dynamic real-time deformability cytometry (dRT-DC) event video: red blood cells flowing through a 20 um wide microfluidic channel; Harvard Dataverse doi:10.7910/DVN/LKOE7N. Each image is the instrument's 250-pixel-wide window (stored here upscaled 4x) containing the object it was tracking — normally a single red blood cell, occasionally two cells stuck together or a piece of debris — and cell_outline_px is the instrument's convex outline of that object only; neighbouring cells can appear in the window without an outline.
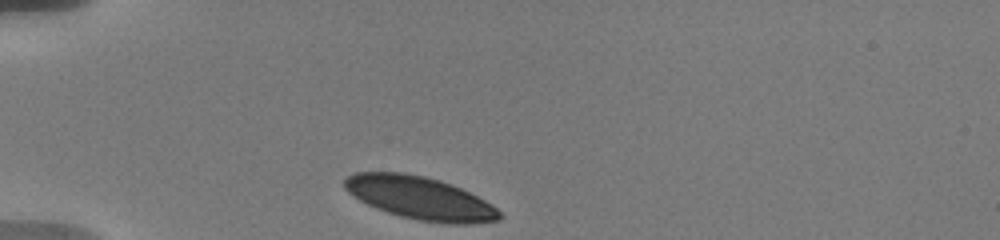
{"species": "human", "species_latin": "Homo sapiens", "temperature_condition": "warm", "stored_images_in_passage": 16, "camera_frame_rate_fps": 3000, "um_per_image_px": 0.085, "donor": {"sex": "male"}, "frame": {"image": 1, "passage_image": 1, "time_ms": 0.0, "image_size_px": [1000, 240], "cell_outline_px": [[504, 216], [500, 220], [472, 224], [448, 224], [416, 220], [400, 216], [376, 208], [352, 196], [344, 188], [344, 180], [348, 176], [356, 172], [404, 172], [424, 176], [440, 180], [460, 188], [492, 204]], "centroid_in_image_um": [35.71, 16.84], "position_along_channel_um": 49.3, "area_um2": 38.78}}
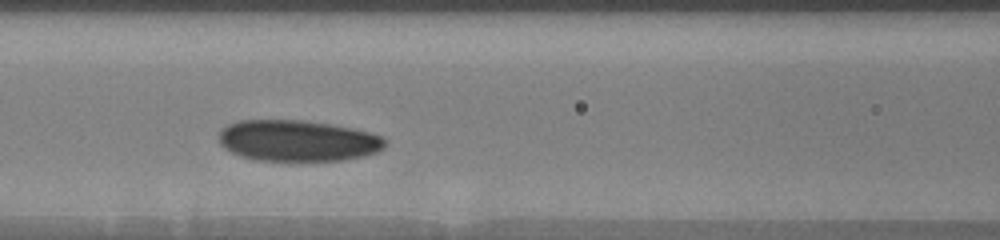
{"frame": {"image": 2, "passage_image": 10, "time_ms": 3.333, "image_size_px": [1000, 240], "cell_outline_px": [[388, 140], [384, 148], [376, 152], [364, 156], [340, 160], [256, 160], [240, 156], [224, 148], [220, 144], [216, 136], [228, 124], [240, 120], [300, 120], [328, 124], [352, 128], [368, 132], [380, 136]], "centroid_in_image_um": [25.28, 11.96], "position_along_channel_um": 141.3, "area_um2": 39.77}}
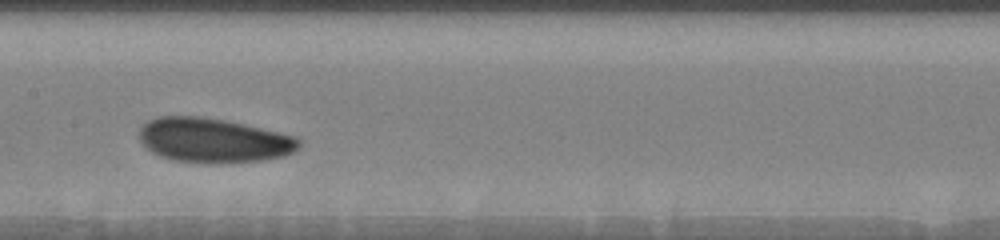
{"frame": {"image": 3, "passage_image": 14, "time_ms": 4.667, "image_size_px": [1000, 240], "cell_outline_px": [[300, 144], [292, 152], [284, 156], [260, 160], [220, 164], [212, 164], [176, 160], [160, 156], [152, 152], [140, 140], [140, 128], [148, 120], [160, 116], [200, 116], [224, 120], [296, 136], [300, 140]], "centroid_in_image_um": [18.13, 11.93], "position_along_channel_um": 189.3, "area_um2": 41.15}}